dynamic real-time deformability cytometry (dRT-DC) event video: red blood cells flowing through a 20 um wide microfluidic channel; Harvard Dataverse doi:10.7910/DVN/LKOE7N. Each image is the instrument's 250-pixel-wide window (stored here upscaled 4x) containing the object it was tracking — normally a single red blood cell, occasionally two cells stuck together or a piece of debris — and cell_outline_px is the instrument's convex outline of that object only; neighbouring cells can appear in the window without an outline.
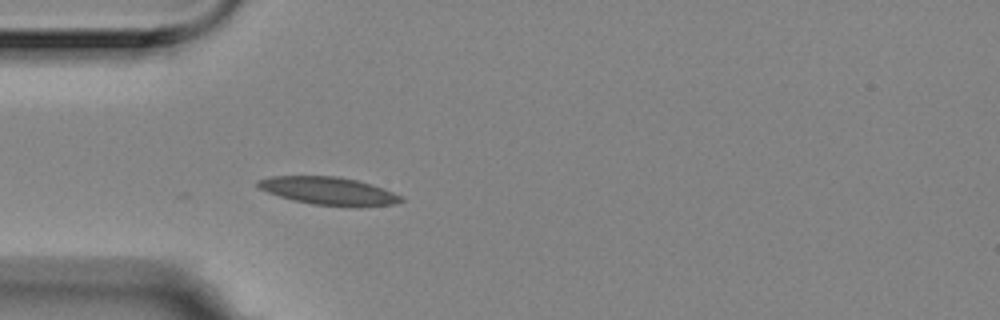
{"species": "Egyptian fruit bat (a non-hibernating species)", "species_latin": "Rousettus aegyptiacus", "temperature_condition": "room temperature", "stored_images_in_passage": 41, "camera_frame_rate_fps": 3000, "um_per_image_px": 0.085, "animal": {"sex": "female"}, "frame": {"image": 1, "passage_image": 1, "time_ms": 0.0, "image_size_px": [1000, 320], "cell_outline_px": [[404, 200], [396, 204], [360, 208], [348, 208], [312, 204], [280, 196], [268, 192], [260, 188], [256, 184], [256, 180], [272, 176], [336, 176], [356, 180], [404, 196]], "centroid_in_image_um": [27.98, 16.26], "position_along_channel_um": 57.0, "area_um2": 23.41}}
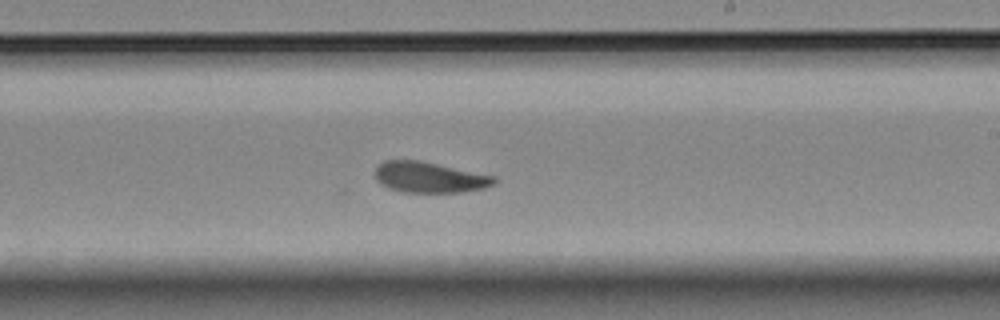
{"frame": {"image": 2, "passage_image": 18, "time_ms": 5.667, "image_size_px": [1000, 320], "cell_outline_px": [[496, 184], [484, 188], [460, 192], [400, 192], [388, 188], [380, 184], [376, 180], [376, 168], [384, 160], [420, 160], [496, 176]], "centroid_in_image_um": [36.51, 15.07], "position_along_channel_um": 252.5, "area_um2": 21.44}}
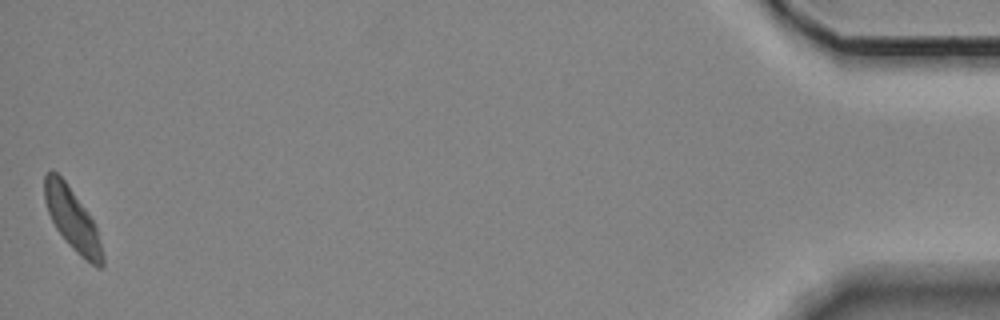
{"frame": {"image": 3, "passage_image": 41, "time_ms": 13.333, "image_size_px": [1000, 320], "cell_outline_px": [[104, 264], [100, 268], [96, 268], [80, 256], [68, 244], [56, 228], [48, 212], [44, 200], [44, 176], [52, 168], [64, 180], [84, 208], [92, 220], [96, 228], [104, 256]], "centroid_in_image_um": [6.14, 18.67], "position_along_channel_um": 429.1, "area_um2": 20.63}, "authors_computed_cell_mechanics": {"area_um2": 21.5016, "velocity_mm_per_s": 3.5117, "shape_relaxation_time_tau1_ms": 9.4826, "shape_relaxation_time_tau2_ms": 6.5993, "deformation_change_tau1": 0.2145, "deformation_change_tau2": 0.1447}}